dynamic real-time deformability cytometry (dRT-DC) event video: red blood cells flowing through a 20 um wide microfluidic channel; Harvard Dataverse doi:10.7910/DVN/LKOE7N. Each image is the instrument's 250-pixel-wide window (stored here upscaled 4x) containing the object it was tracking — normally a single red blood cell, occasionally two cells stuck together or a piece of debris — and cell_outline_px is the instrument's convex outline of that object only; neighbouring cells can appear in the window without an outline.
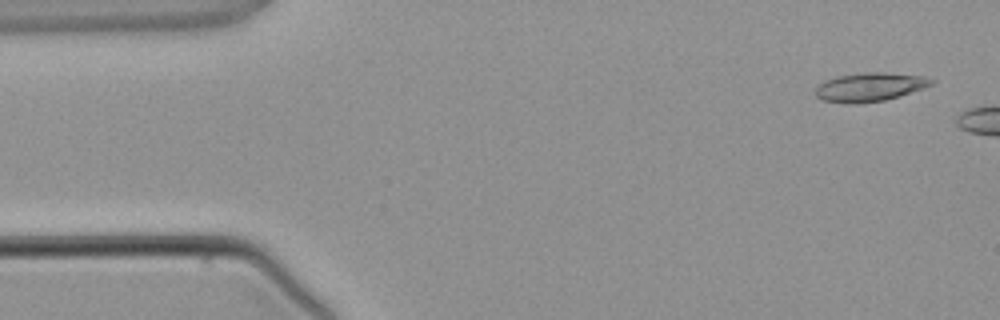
{"species": "common noctule bat (a hibernating species)", "species_latin": "Nyctalus noctula", "temperature_condition": "warm", "stored_images_in_passage": 2, "camera_frame_rate_fps": 3000, "um_per_image_px": 0.085, "animal": {"sex": "male", "body_mass_g": 21.5, "forearm_length_mm": 52.0}, "frame": {"image": 1, "passage_image": 1, "time_ms": 0.0, "image_size_px": [1000, 320], "cell_outline_px": [[936, 80], [932, 84], [924, 88], [900, 96], [884, 100], [856, 104], [852, 104], [824, 100], [816, 96], [816, 84], [824, 80], [836, 76], [864, 72], [884, 72], [924, 76]], "centroid_in_image_um": [73.93, 7.38], "position_along_channel_um": 11.1, "area_um2": 19.54}}